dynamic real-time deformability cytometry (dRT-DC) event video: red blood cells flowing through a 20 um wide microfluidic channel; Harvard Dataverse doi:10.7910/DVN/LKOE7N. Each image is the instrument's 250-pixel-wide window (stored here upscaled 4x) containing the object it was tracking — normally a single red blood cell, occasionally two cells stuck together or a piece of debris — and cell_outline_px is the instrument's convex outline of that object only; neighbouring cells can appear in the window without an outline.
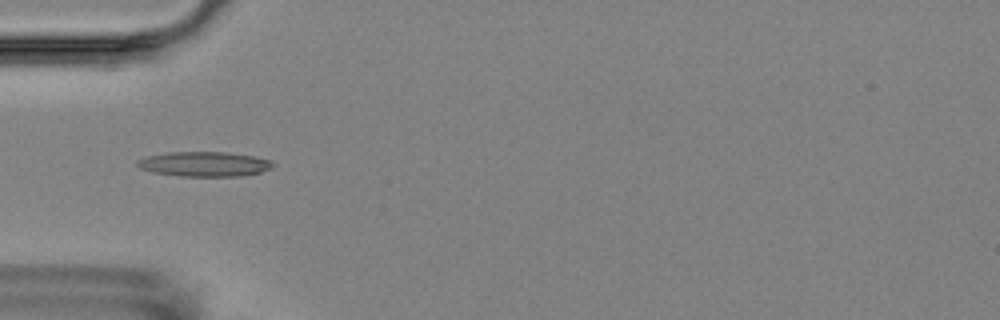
{"species": "Egyptian fruit bat (a non-hibernating species)", "species_latin": "Rousettus aegyptiacus", "temperature_condition": "room temperature", "stored_images_in_passage": 16, "camera_frame_rate_fps": 3000, "um_per_image_px": 0.085, "animal": {"sex": "female"}, "frame": {"image": 1, "passage_image": 5, "time_ms": 4.667, "image_size_px": [1000, 320], "cell_outline_px": [[276, 164], [272, 168], [260, 172], [240, 176], [180, 176], [152, 172], [140, 168], [136, 164], [136, 160], [144, 156], [168, 152], [228, 152], [256, 156], [268, 160]], "centroid_in_image_um": [17.35, 13.94], "position_along_channel_um": 67.7, "area_um2": 19.77}}
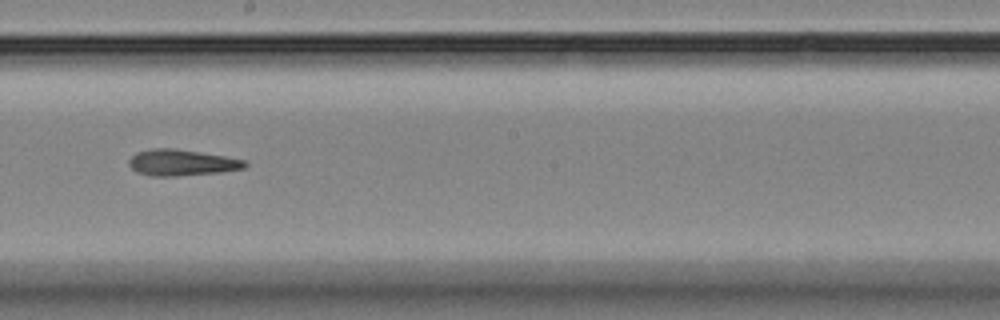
{"frame": {"image": 2, "passage_image": 9, "time_ms": 9.333, "image_size_px": [1000, 320], "cell_outline_px": [[248, 164], [244, 168], [220, 172], [176, 176], [148, 176], [136, 172], [128, 164], [128, 160], [136, 152], [152, 148], [176, 148], [224, 156], [244, 160]], "centroid_in_image_um": [15.39, 13.82], "position_along_channel_um": 232.8, "area_um2": 17.74}}
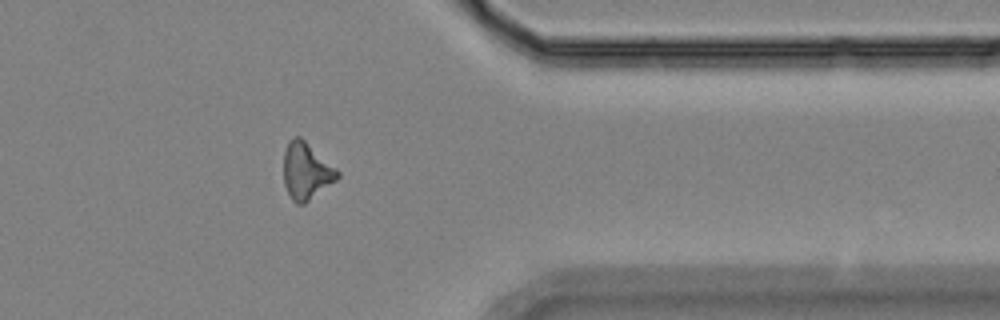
{"frame": {"image": 3, "passage_image": 13, "time_ms": 14.0, "image_size_px": [1000, 320], "cell_outline_px": [[340, 176], [336, 180], [304, 204], [296, 204], [292, 200], [284, 184], [284, 152], [288, 140], [292, 136], [300, 136], [336, 168], [340, 172]], "centroid_in_image_um": [26.02, 14.52], "position_along_channel_um": 385.4, "area_um2": 17.74}, "authors_computed_cell_mechanics": {"area_um2": 17.3111, "velocity_mm_per_s": 3.5233, "shape_relaxation_time_tau1_ms": 2.7133, "shape_relaxation_time_tau2_ms": 4.1933, "deformation_change_tau1": 0.1284, "deformation_change_tau2": 0.1516}}